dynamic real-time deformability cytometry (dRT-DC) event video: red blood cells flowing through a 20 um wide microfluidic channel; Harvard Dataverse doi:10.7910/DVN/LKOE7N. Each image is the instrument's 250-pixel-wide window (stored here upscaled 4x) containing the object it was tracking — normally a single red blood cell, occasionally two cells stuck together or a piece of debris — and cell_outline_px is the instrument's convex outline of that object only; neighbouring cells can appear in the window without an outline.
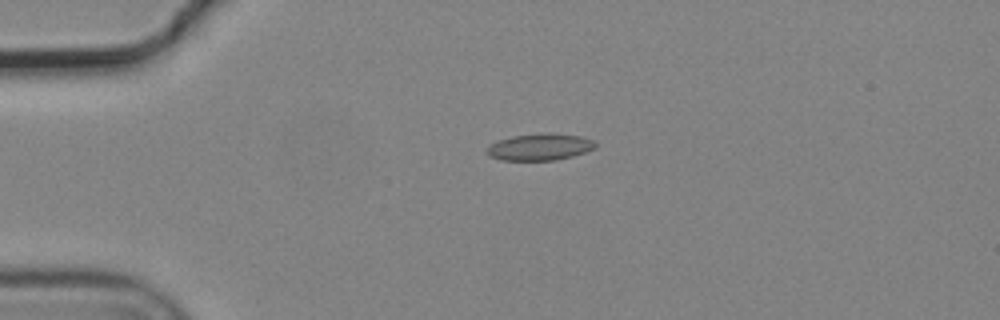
{"species": "common noctule bat (a hibernating species)", "species_latin": "Nyctalus noctula", "temperature_condition": "cold", "stored_images_in_passage": 6, "camera_frame_rate_fps": 3000, "um_per_image_px": 0.085, "animal": {"sex": "male", "body_mass_g": 19.2, "forearm_length_mm": 51.8}, "frame": {"image": 1, "passage_image": 4, "time_ms": 1.0, "image_size_px": [1000, 320], "cell_outline_px": [[596, 148], [572, 156], [556, 160], [500, 160], [488, 156], [488, 144], [496, 140], [512, 136], [548, 132], [580, 136], [596, 140]], "centroid_in_image_um": [45.88, 12.48], "position_along_channel_um": 39.1, "area_um2": 17.11}}